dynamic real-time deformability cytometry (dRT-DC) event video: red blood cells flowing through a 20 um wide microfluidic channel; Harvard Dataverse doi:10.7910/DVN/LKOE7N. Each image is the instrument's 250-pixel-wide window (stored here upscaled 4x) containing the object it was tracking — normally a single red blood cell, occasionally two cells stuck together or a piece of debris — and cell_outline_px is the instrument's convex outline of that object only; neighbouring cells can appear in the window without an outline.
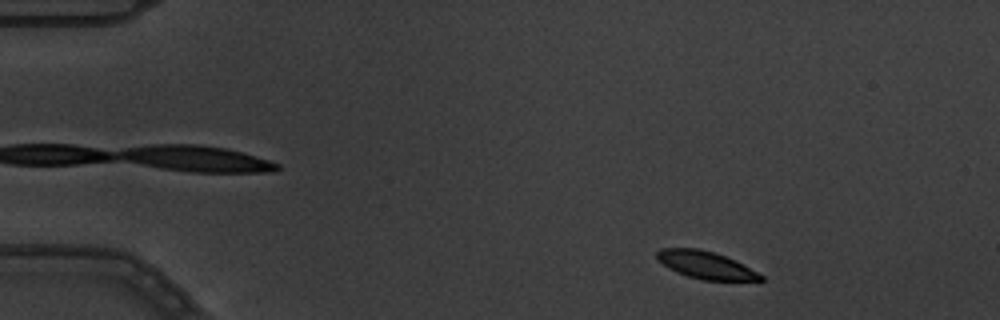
{"species": "common noctule bat (a hibernating species)", "species_latin": "Nyctalus noctula", "temperature_condition": "warm", "stored_images_in_passage": 3, "segment_of_instrument_passage": [2, 2], "camera_frame_rate_fps": 3000, "um_per_image_px": 0.085, "animal": {"sex": "male", "body_mass_g": 19.5, "forearm_length_mm": 54.6}, "frame": {"image": 1, "passage_image": 3, "time_ms": 0.667, "image_size_px": [1000, 320], "cell_outline_px": [[764, 280], [704, 280], [688, 276], [676, 272], [668, 268], [656, 256], [656, 252], [660, 248], [700, 248], [724, 256], [764, 276]], "centroid_in_image_um": [59.93, 22.52], "position_along_channel_um": 25.1, "area_um2": 16.13}}